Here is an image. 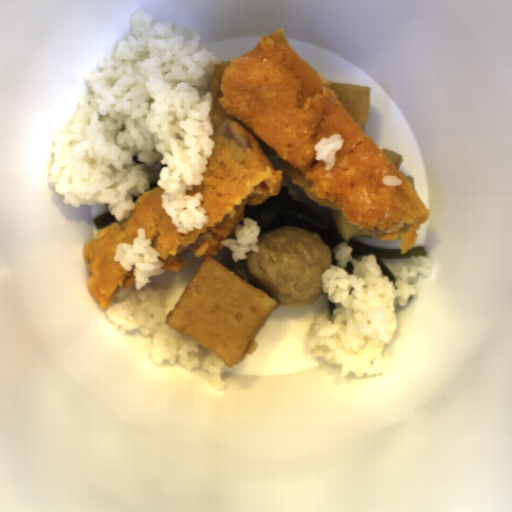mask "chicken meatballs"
Segmentation results:
<instances>
[{
    "instance_id": "obj_1",
    "label": "chicken meatballs",
    "mask_w": 512,
    "mask_h": 512,
    "mask_svg": "<svg viewBox=\"0 0 512 512\" xmlns=\"http://www.w3.org/2000/svg\"><path fill=\"white\" fill-rule=\"evenodd\" d=\"M258 252L248 251L245 269L250 283L276 304L307 307L322 292V278L332 265V251L318 234L300 226L260 232Z\"/></svg>"
}]
</instances>
